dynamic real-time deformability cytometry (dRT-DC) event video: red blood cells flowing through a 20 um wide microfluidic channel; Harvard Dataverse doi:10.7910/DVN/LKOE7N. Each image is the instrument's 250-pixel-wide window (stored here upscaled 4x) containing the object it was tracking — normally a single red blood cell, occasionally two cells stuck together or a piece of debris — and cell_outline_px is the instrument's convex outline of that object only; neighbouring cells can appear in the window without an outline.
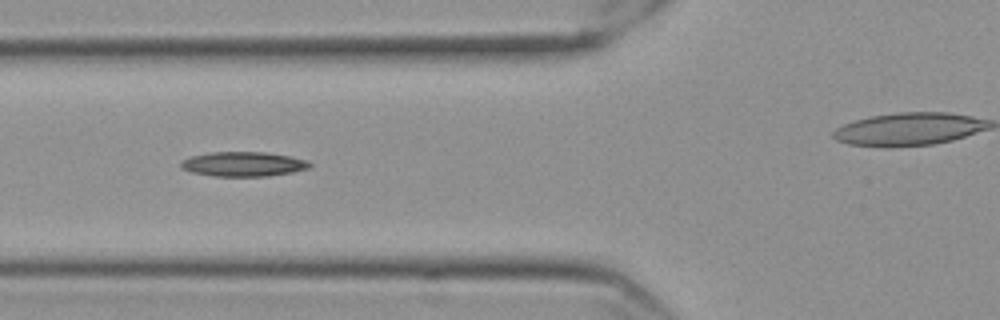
{"species": "Egyptian fruit bat (a non-hibernating species)", "species_latin": "Rousettus aegyptiacus", "temperature_condition": "cold", "stored_images_in_passage": 16, "camera_frame_rate_fps": 3000, "um_per_image_px": 0.085, "frame": {"image": 1, "passage_image": 7, "time_ms": 2.0, "image_size_px": [1000, 320], "cell_outline_px": [[312, 164], [308, 168], [292, 172], [268, 176], [216, 176], [192, 172], [180, 168], [180, 164], [184, 160], [192, 156], [208, 152], [268, 152], [308, 160]], "centroid_in_image_um": [20.69, 13.94], "position_along_channel_um": 105.1, "area_um2": 18.38}}
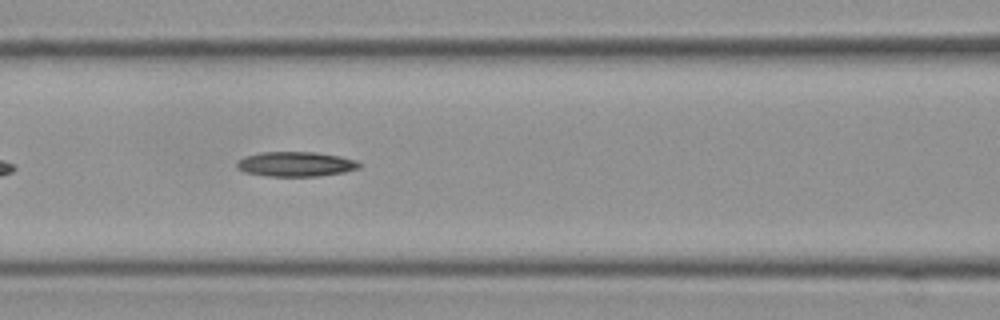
{"frame": {"image": 2, "passage_image": 10, "time_ms": 3.0, "image_size_px": [1000, 320], "cell_outline_px": [[360, 168], [344, 172], [320, 176], [268, 176], [244, 172], [236, 168], [236, 164], [244, 156], [260, 152], [316, 152], [340, 156], [356, 160], [360, 164]], "centroid_in_image_um": [25.13, 13.95], "position_along_channel_um": 141.5, "area_um2": 17.74}}
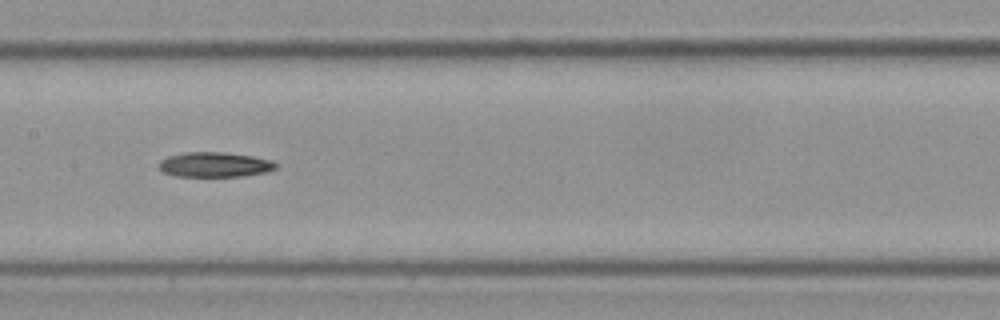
{"frame": {"image": 3, "passage_image": 14, "time_ms": 4.333, "image_size_px": [1000, 320], "cell_outline_px": [[280, 164], [276, 168], [268, 172], [240, 176], [176, 176], [164, 172], [160, 168], [160, 160], [168, 156], [184, 152], [224, 152], [252, 156], [272, 160]], "centroid_in_image_um": [18.3, 13.98], "position_along_channel_um": 189.1, "area_um2": 16.99}}